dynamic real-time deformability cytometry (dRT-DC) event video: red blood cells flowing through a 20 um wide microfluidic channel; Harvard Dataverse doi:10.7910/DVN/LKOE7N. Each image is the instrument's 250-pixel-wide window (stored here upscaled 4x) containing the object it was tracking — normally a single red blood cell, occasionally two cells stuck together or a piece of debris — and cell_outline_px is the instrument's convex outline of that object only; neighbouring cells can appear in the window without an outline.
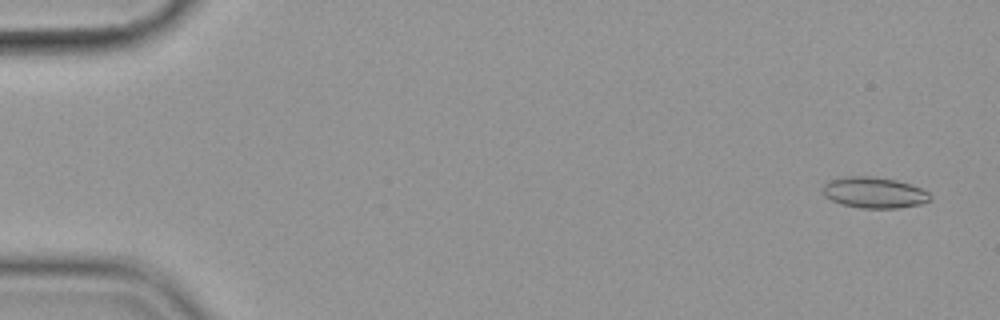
{"species": "common noctule bat (a hibernating species)", "species_latin": "Nyctalus noctula", "temperature_condition": "cold", "stored_images_in_passage": 57, "camera_frame_rate_fps": 3000, "um_per_image_px": 0.085, "animal": {"sex": "female", "body_mass_g": 19.9}, "frame": {"image": 1, "passage_image": 3, "time_ms": 0.667, "image_size_px": [1000, 320], "cell_outline_px": [[932, 200], [920, 204], [900, 208], [860, 208], [844, 204], [832, 200], [824, 196], [824, 184], [832, 180], [848, 176], [868, 176], [896, 180], [920, 188], [928, 192], [932, 196]], "centroid_in_image_um": [74.34, 16.38], "position_along_channel_um": 10.7, "area_um2": 19.13}}
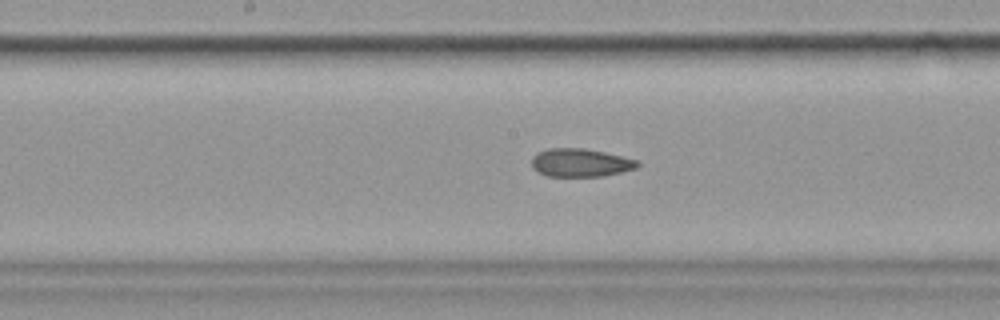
{"frame": {"image": 2, "passage_image": 30, "time_ms": 9.667, "image_size_px": [1000, 320], "cell_outline_px": [[640, 164], [636, 168], [604, 176], [544, 176], [532, 168], [532, 156], [536, 152], [548, 148], [584, 148], [604, 152], [636, 160]], "centroid_in_image_um": [49.28, 13.83], "position_along_channel_um": 198.9, "area_um2": 17.4}}
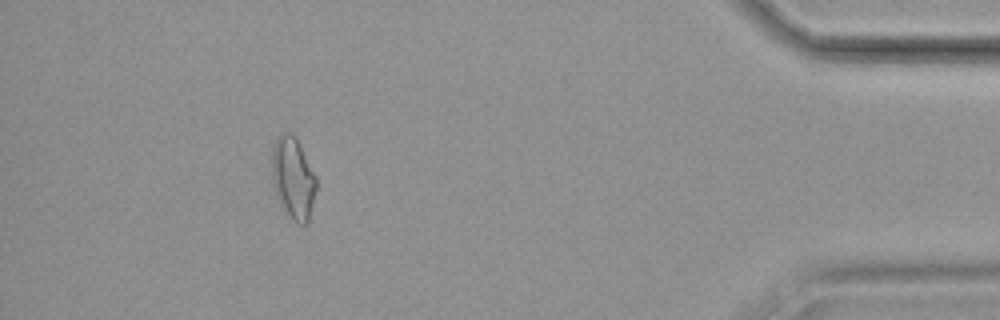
{"frame": {"image": 3, "passage_image": 52, "time_ms": 17.0, "image_size_px": [1000, 320], "cell_outline_px": [[316, 188], [308, 224], [296, 224], [284, 212], [276, 196], [272, 180], [272, 148], [276, 136], [284, 132], [288, 132], [296, 136], [316, 176]], "centroid_in_image_um": [24.9, 15.14], "position_along_channel_um": 410.3, "area_um2": 21.5}, "authors_computed_cell_mechanics": {"area_um2": 18.5538, "velocity_mm_per_s": 3.5824, "shape_relaxation_time_tau1_ms": null, "shape_relaxation_time_tau2_ms": 2.9226, "deformation_change_tau1": null, "deformation_change_tau2": 0.0973}}